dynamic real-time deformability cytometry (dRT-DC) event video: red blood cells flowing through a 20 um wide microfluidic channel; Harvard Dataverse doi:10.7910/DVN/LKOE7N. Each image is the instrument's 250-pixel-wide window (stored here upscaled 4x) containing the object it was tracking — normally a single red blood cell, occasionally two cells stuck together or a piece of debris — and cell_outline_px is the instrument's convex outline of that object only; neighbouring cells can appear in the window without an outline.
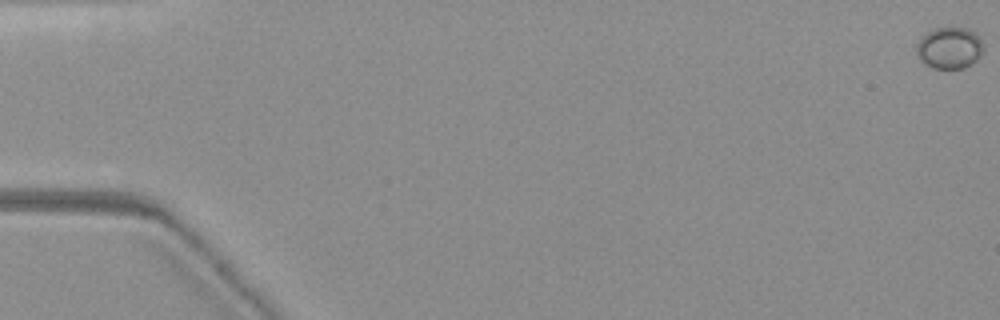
{"species": "common noctule bat (a hibernating species)", "species_latin": "Nyctalus noctula", "temperature_condition": "warm", "stored_images_in_passage": 13, "camera_frame_rate_fps": 3000, "um_per_image_px": 0.085, "animal": {"sex": "female", "body_mass_g": 19.3, "forearm_length_mm": 54.1}, "frame": {"image": 1, "passage_image": 1, "time_ms": 0.0, "image_size_px": [1000, 320], "cell_outline_px": [[984, 48], [976, 60], [964, 68], [932, 68], [924, 64], [920, 60], [916, 52], [916, 44], [928, 32], [936, 28], [952, 24], [968, 28], [976, 32]], "centroid_in_image_um": [80.7, 4.03], "position_along_channel_um": 4.3, "area_um2": 16.53}}